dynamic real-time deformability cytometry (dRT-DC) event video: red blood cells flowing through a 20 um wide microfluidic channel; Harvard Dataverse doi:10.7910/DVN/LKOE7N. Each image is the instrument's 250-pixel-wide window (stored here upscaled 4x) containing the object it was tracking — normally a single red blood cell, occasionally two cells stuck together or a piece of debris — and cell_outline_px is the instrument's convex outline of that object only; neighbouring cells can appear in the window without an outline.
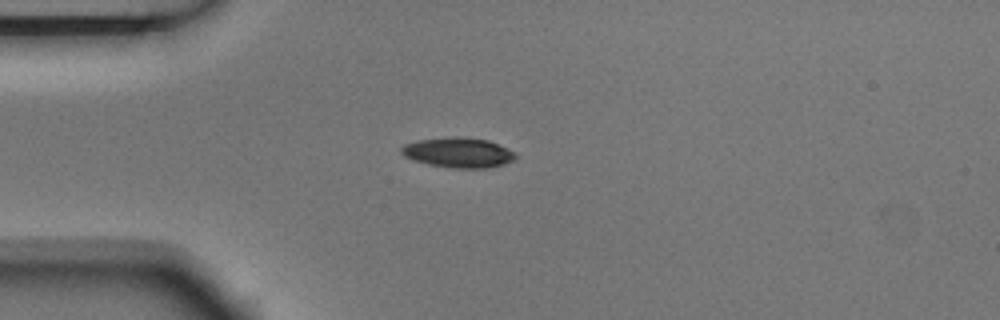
{"species": "Egyptian fruit bat (a non-hibernating species)", "species_latin": "Rousettus aegyptiacus", "temperature_condition": "room temperature", "stored_images_in_passage": 3, "camera_frame_rate_fps": 3000, "um_per_image_px": 0.085, "animal": {"sex": "male"}, "frame": {"image": 1, "passage_image": 3, "time_ms": 0.667, "image_size_px": [1000, 320], "cell_outline_px": [[516, 156], [512, 160], [504, 164], [488, 168], [452, 168], [428, 164], [404, 156], [400, 152], [400, 148], [404, 144], [420, 140], [456, 136], [488, 140], [508, 148], [516, 152]], "centroid_in_image_um": [38.97, 12.97], "position_along_channel_um": 46.0, "area_um2": 19.88}}